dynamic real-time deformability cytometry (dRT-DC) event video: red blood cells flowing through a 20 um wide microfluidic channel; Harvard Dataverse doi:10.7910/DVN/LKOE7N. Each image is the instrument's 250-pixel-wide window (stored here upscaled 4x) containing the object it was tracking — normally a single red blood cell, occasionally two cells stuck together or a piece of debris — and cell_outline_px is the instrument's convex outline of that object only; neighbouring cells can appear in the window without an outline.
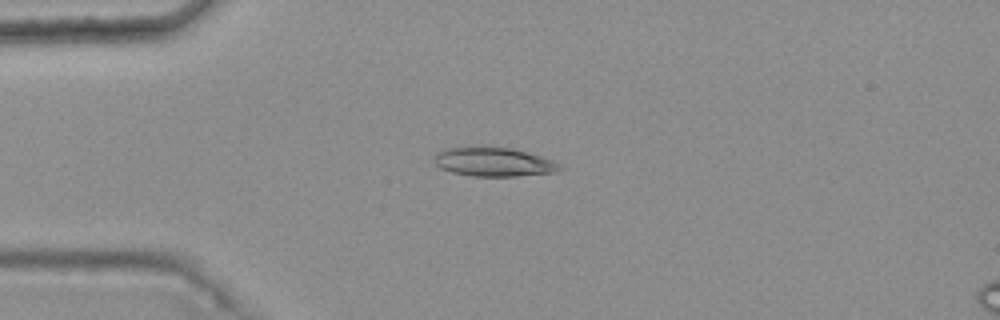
{"species": "common noctule bat (a hibernating species)", "species_latin": "Nyctalus noctula", "temperature_condition": "warm", "stored_images_in_passage": 7, "camera_frame_rate_fps": 3000, "um_per_image_px": 0.085, "animal": {"sex": "female", "body_mass_g": 25.1}, "frame": {"image": 1, "passage_image": 4, "time_ms": 1.0, "image_size_px": [1000, 320], "cell_outline_px": [[564, 168], [556, 172], [516, 176], [472, 176], [452, 172], [440, 168], [432, 160], [432, 156], [436, 152], [452, 148], [512, 148], [540, 156], [552, 160], [560, 164]], "centroid_in_image_um": [41.96, 13.79], "position_along_channel_um": 43.0, "area_um2": 20.87}}
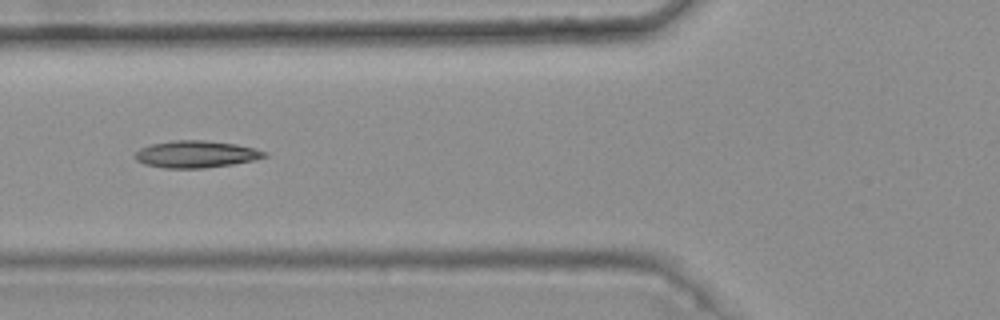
{"frame": {"image": 2, "passage_image": 6, "time_ms": 1.667, "image_size_px": [1000, 320], "cell_outline_px": [[268, 156], [252, 160], [232, 164], [204, 168], [164, 168], [144, 164], [136, 160], [132, 156], [140, 148], [152, 144], [172, 140], [204, 140], [236, 144], [268, 152]], "centroid_in_image_um": [16.62, 13.1], "position_along_channel_um": 109.2, "area_um2": 20.35}}
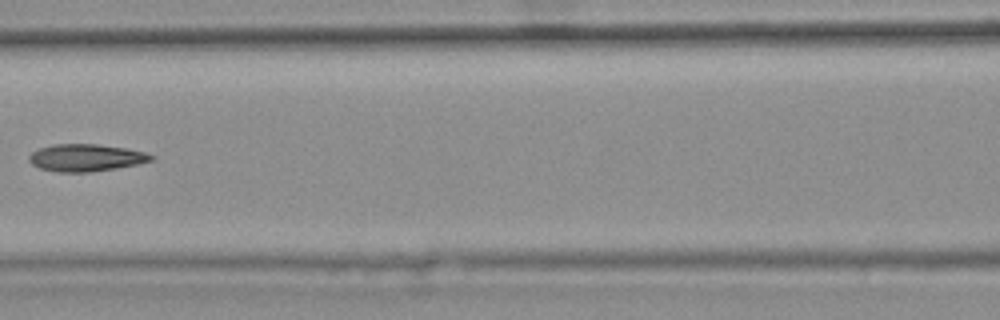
{"frame": {"image": 3, "passage_image": 7, "time_ms": 2.0, "image_size_px": [1000, 320], "cell_outline_px": [[156, 156], [152, 160], [136, 164], [116, 168], [92, 172], [56, 172], [40, 168], [32, 164], [28, 160], [28, 156], [32, 152], [40, 148], [56, 144], [96, 144], [124, 148], [144, 152]], "centroid_in_image_um": [7.28, 13.41], "position_along_channel_um": 159.3, "area_um2": 19.25}}